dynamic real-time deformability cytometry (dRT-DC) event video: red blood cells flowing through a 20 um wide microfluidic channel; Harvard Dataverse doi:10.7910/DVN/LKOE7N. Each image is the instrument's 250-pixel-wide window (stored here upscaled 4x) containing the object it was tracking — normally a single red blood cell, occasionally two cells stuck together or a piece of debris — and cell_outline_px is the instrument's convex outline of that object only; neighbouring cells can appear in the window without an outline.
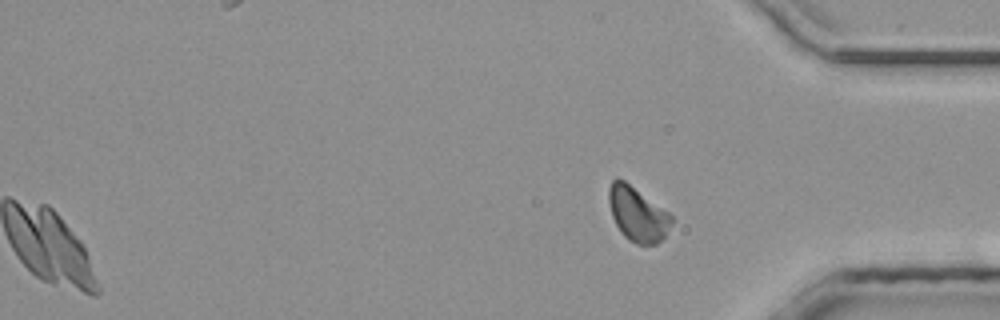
{"species": "common noctule bat (a hibernating species)", "species_latin": "Nyctalus noctula", "temperature_condition": "room temperature", "stored_images_in_passage": 38, "segment_of_instrument_passage": [2, 2], "camera_frame_rate_fps": 3000, "um_per_image_px": 0.085, "animal": {"sex": "male", "body_mass_g": 20.4}, "frame": {"image": 1, "passage_image": 38, "time_ms": 12.333, "image_size_px": [1000, 320], "cell_outline_px": [[672, 224], [664, 236], [656, 244], [636, 244], [628, 240], [624, 236], [616, 224], [612, 216], [608, 200], [608, 188], [612, 180], [616, 176], [624, 180], [668, 212], [672, 216]], "centroid_in_image_um": [54.16, 18.18], "position_along_channel_um": 381.0, "area_um2": 19.71}}